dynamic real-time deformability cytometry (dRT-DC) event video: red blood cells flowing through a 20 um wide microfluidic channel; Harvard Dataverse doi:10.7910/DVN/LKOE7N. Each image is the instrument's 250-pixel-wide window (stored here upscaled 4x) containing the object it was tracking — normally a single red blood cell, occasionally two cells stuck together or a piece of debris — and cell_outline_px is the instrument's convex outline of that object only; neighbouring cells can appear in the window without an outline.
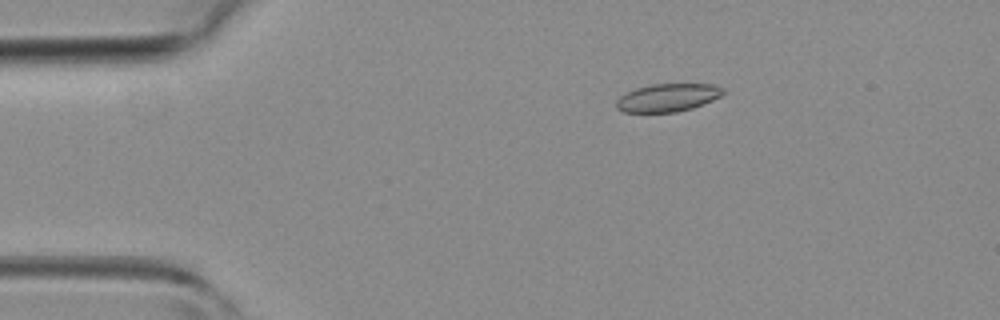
{"species": "common noctule bat (a hibernating species)", "species_latin": "Nyctalus noctula", "temperature_condition": "room temperature", "stored_images_in_passage": 45, "camera_frame_rate_fps": 3000, "um_per_image_px": 0.085, "animal": {"sex": "female", "body_mass_g": 19.3, "forearm_length_mm": 54.1}, "frame": {"image": 1, "passage_image": 8, "time_ms": 2.333, "image_size_px": [1000, 320], "cell_outline_px": [[724, 92], [720, 96], [712, 100], [692, 108], [676, 112], [624, 112], [616, 108], [616, 100], [620, 96], [636, 88], [648, 84], [712, 84], [724, 88]], "centroid_in_image_um": [56.74, 8.29], "position_along_channel_um": 28.3, "area_um2": 17.34}}
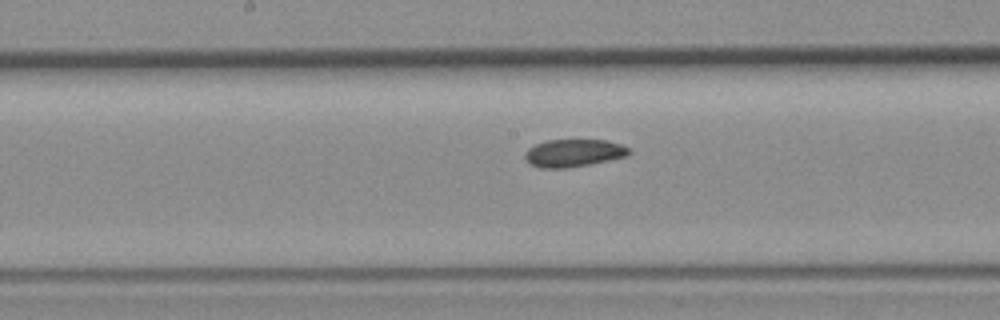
{"frame": {"image": 2, "passage_image": 23, "time_ms": 7.333, "image_size_px": [1000, 320], "cell_outline_px": [[632, 152], [628, 156], [568, 168], [540, 168], [532, 164], [524, 156], [524, 152], [528, 148], [536, 144], [548, 140], [604, 140], [620, 144], [628, 148]], "centroid_in_image_um": [48.76, 13.0], "position_along_channel_um": 199.4, "area_um2": 16.59}}
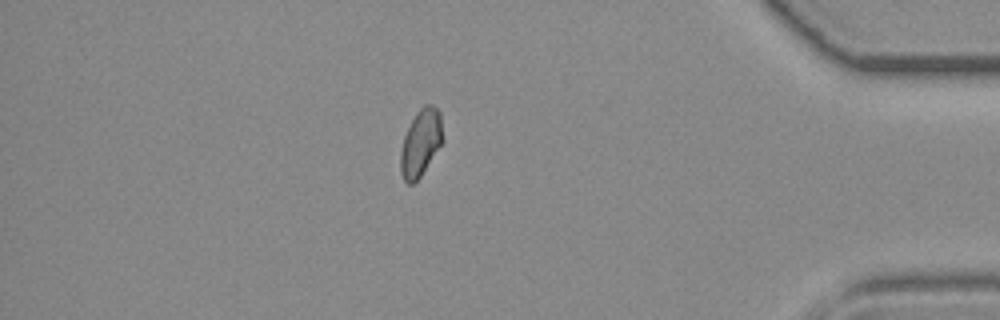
{"frame": {"image": 3, "passage_image": 39, "time_ms": 12.667, "image_size_px": [1000, 320], "cell_outline_px": [[444, 140], [420, 176], [412, 184], [408, 184], [404, 180], [400, 172], [400, 152], [404, 136], [416, 112], [424, 104], [432, 104], [440, 112]], "centroid_in_image_um": [35.76, 12.12], "position_along_channel_um": 399.4, "area_um2": 16.42}}